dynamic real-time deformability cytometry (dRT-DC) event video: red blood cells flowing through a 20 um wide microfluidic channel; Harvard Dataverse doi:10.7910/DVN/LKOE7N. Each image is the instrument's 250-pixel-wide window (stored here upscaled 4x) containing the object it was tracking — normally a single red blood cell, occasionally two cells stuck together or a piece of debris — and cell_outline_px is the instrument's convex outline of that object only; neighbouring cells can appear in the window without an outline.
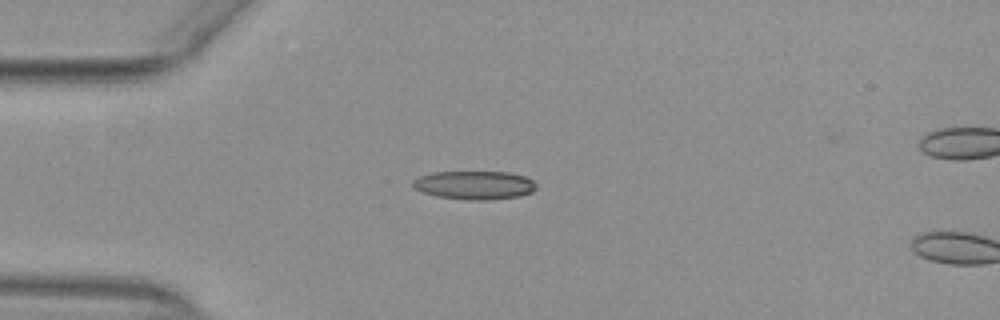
{"species": "common noctule bat (a hibernating species)", "species_latin": "Nyctalus noctula", "temperature_condition": "warm", "stored_images_in_passage": 3, "camera_frame_rate_fps": 3000, "um_per_image_px": 0.085, "animal": {"sex": "female", "body_mass_g": 29.2, "forearm_length_mm": 56.3}, "frame": {"image": 1, "passage_image": 1, "time_ms": 0.0, "image_size_px": [1000, 320], "cell_outline_px": [[536, 188], [532, 192], [520, 196], [488, 200], [468, 200], [436, 196], [412, 188], [412, 180], [420, 176], [432, 172], [508, 172], [524, 176], [532, 180], [536, 184]], "centroid_in_image_um": [40.31, 15.74], "position_along_channel_um": 44.7, "area_um2": 20.58}}